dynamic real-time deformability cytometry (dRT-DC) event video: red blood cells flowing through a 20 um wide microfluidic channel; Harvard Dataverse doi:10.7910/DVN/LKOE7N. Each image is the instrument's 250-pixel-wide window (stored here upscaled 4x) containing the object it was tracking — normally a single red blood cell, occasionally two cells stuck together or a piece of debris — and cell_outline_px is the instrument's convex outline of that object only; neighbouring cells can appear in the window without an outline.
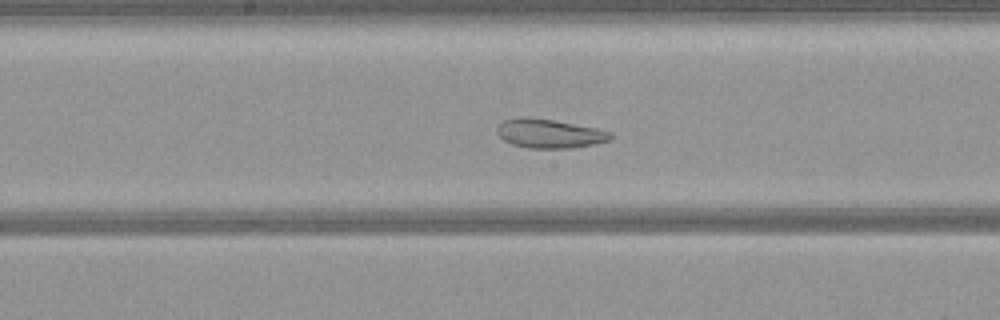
{"species": "common noctule bat (a hibernating species)", "species_latin": "Nyctalus noctula", "temperature_condition": "warm", "stored_images_in_passage": 41, "camera_frame_rate_fps": 3000, "um_per_image_px": 0.085, "animal": {"sex": "female", "body_mass_g": 21.9}, "frame": {"image": 1, "passage_image": 15, "time_ms": 4.667, "image_size_px": [1000, 320], "cell_outline_px": [[616, 136], [608, 140], [592, 144], [572, 148], [528, 148], [512, 144], [504, 140], [496, 132], [496, 128], [504, 120], [524, 116], [528, 116], [552, 120], [596, 128], [612, 132]], "centroid_in_image_um": [46.69, 11.35], "position_along_channel_um": 201.5, "area_um2": 19.13}}
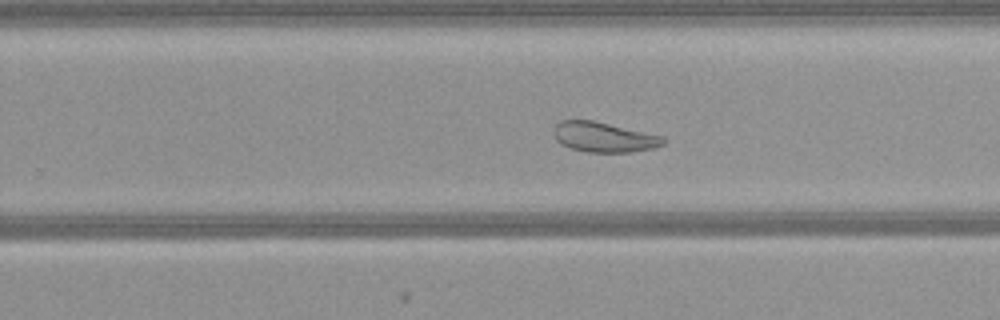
{"frame": {"image": 2, "passage_image": 21, "time_ms": 6.667, "image_size_px": [1000, 320], "cell_outline_px": [[668, 140], [664, 144], [656, 148], [628, 152], [588, 152], [572, 148], [560, 144], [556, 140], [552, 132], [556, 124], [560, 120], [592, 120], [664, 136]], "centroid_in_image_um": [51.35, 11.65], "position_along_channel_um": 278.5, "area_um2": 19.31}}
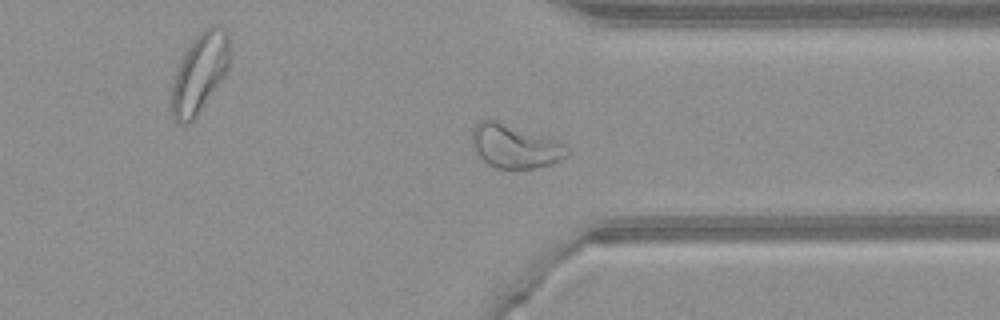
{"frame": {"image": 3, "passage_image": 28, "time_ms": 9.0, "image_size_px": [1000, 320], "cell_outline_px": [[568, 156], [560, 160], [548, 164], [532, 168], [496, 168], [488, 164], [472, 148], [472, 128], [480, 120], [496, 120], [560, 140], [568, 148]], "centroid_in_image_um": [43.76, 12.41], "position_along_channel_um": 367.6, "area_um2": 24.22}}